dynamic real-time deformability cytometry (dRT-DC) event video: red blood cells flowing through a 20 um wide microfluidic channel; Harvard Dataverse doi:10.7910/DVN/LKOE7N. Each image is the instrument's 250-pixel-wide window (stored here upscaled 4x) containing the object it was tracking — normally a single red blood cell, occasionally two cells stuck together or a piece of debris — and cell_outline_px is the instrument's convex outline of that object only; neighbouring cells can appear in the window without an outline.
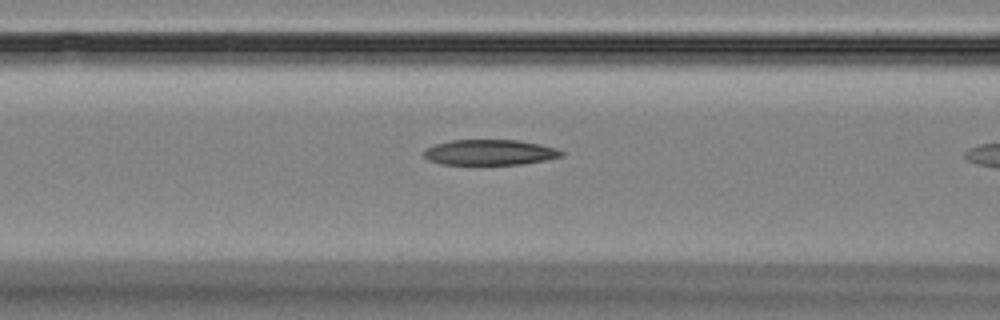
{"species": "Egyptian fruit bat (a non-hibernating species)", "species_latin": "Rousettus aegyptiacus", "temperature_condition": "room temperature", "stored_images_in_passage": 5, "camera_frame_rate_fps": 3000, "um_per_image_px": 0.085, "animal": {"sex": "female"}, "frame": {"image": 1, "passage_image": 4, "time_ms": 4.333, "image_size_px": [1000, 320], "cell_outline_px": [[564, 156], [544, 160], [520, 164], [440, 164], [428, 160], [424, 156], [424, 152], [428, 148], [436, 144], [452, 140], [516, 140], [540, 144], [556, 148], [564, 152]], "centroid_in_image_um": [41.65, 12.95], "position_along_channel_um": 125.0, "area_um2": 20.23}}